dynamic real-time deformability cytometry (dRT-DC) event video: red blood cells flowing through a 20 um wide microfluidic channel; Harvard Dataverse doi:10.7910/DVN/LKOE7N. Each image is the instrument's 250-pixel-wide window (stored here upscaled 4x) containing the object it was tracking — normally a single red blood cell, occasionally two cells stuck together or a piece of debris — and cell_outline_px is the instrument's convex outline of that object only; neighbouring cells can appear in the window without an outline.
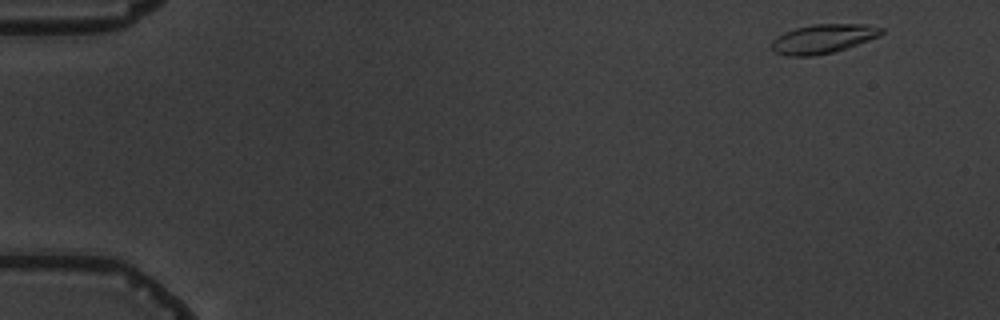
{"species": "common noctule bat (a hibernating species)", "species_latin": "Nyctalus noctula", "temperature_condition": "warm", "stored_images_in_passage": 5, "camera_frame_rate_fps": 3000, "um_per_image_px": 0.085, "animal": {"sex": "male", "body_mass_g": 19.5, "forearm_length_mm": 54.6}, "frame": {"image": 1, "passage_image": 1, "time_ms": 0.0, "image_size_px": [1000, 320], "cell_outline_px": [[884, 32], [880, 36], [832, 52], [812, 56], [788, 56], [776, 52], [772, 48], [772, 40], [776, 36], [784, 32], [796, 28], [812, 24], [864, 24], [884, 28]], "centroid_in_image_um": [69.95, 3.28], "position_along_channel_um": 15.0, "area_um2": 18.44}}